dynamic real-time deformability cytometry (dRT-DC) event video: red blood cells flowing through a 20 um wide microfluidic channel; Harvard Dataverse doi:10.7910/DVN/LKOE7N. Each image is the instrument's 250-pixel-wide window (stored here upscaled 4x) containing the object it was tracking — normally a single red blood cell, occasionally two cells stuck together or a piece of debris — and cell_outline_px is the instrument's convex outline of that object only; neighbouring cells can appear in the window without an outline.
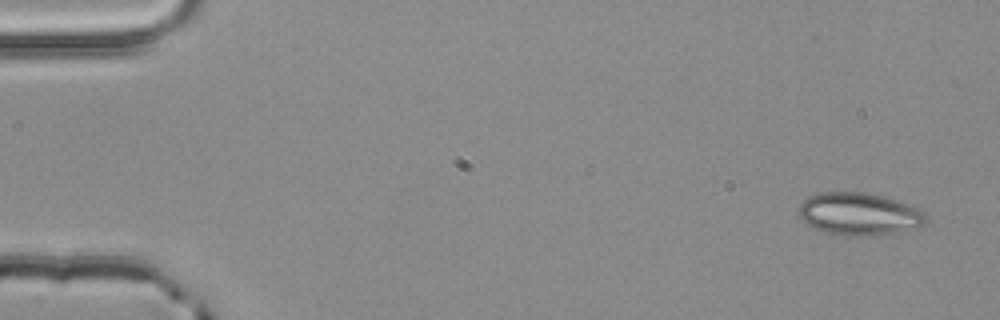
{"species": "common noctule bat (a hibernating species)", "species_latin": "Nyctalus noctula", "temperature_condition": "room temperature", "stored_images_in_passage": 3, "camera_frame_rate_fps": 3000, "um_per_image_px": 0.085, "animal": {"sex": "male", "body_mass_g": 20.4}, "frame": {"image": 1, "passage_image": 1, "time_ms": 0.0, "image_size_px": [1000, 320], "cell_outline_px": [[928, 216], [924, 224], [900, 232], [876, 236], [840, 236], [812, 228], [804, 224], [796, 208], [808, 196], [820, 192], [864, 192], [884, 196], [908, 204], [924, 212]], "centroid_in_image_um": [72.98, 18.2], "position_along_channel_um": 12.0, "area_um2": 32.02}}
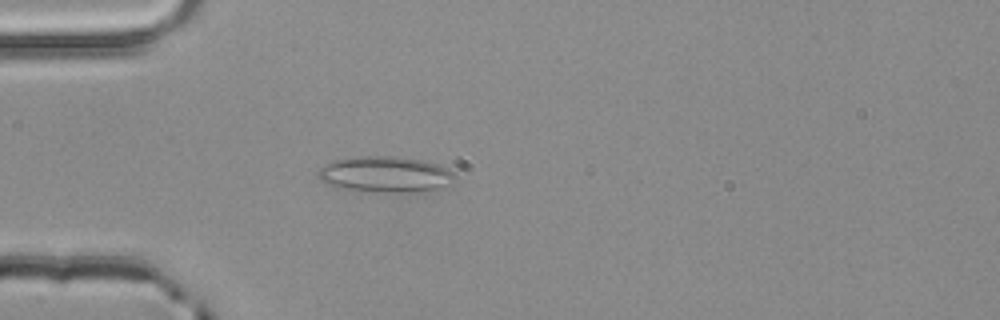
{"frame": {"image": 2, "passage_image": 3, "time_ms": 0.667, "image_size_px": [1000, 320], "cell_outline_px": [[456, 176], [452, 180], [440, 188], [420, 192], [380, 192], [340, 188], [328, 184], [320, 180], [316, 176], [316, 172], [324, 164], [332, 160], [360, 156], [396, 156], [424, 160], [448, 168]], "centroid_in_image_um": [32.71, 14.81], "position_along_channel_um": 52.3, "area_um2": 28.78}}